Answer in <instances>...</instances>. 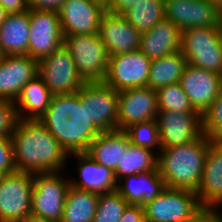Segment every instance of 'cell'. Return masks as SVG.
Segmentation results:
<instances>
[{"instance_id": "6da1fadb", "label": "cell", "mask_w": 222, "mask_h": 222, "mask_svg": "<svg viewBox=\"0 0 222 222\" xmlns=\"http://www.w3.org/2000/svg\"><path fill=\"white\" fill-rule=\"evenodd\" d=\"M11 140L17 171L35 174L68 169V153L39 120L19 119Z\"/></svg>"}, {"instance_id": "7a4b0ae2", "label": "cell", "mask_w": 222, "mask_h": 222, "mask_svg": "<svg viewBox=\"0 0 222 222\" xmlns=\"http://www.w3.org/2000/svg\"><path fill=\"white\" fill-rule=\"evenodd\" d=\"M39 121L70 154L85 153L101 131L90 121L80 95H53L46 112Z\"/></svg>"}, {"instance_id": "3957f363", "label": "cell", "mask_w": 222, "mask_h": 222, "mask_svg": "<svg viewBox=\"0 0 222 222\" xmlns=\"http://www.w3.org/2000/svg\"><path fill=\"white\" fill-rule=\"evenodd\" d=\"M213 141L203 133L189 143L161 149L157 168L166 187L197 192L205 159Z\"/></svg>"}, {"instance_id": "277c9868", "label": "cell", "mask_w": 222, "mask_h": 222, "mask_svg": "<svg viewBox=\"0 0 222 222\" xmlns=\"http://www.w3.org/2000/svg\"><path fill=\"white\" fill-rule=\"evenodd\" d=\"M63 45L73 58L75 67L85 82L105 81L109 55L98 33L64 35Z\"/></svg>"}, {"instance_id": "5b68a950", "label": "cell", "mask_w": 222, "mask_h": 222, "mask_svg": "<svg viewBox=\"0 0 222 222\" xmlns=\"http://www.w3.org/2000/svg\"><path fill=\"white\" fill-rule=\"evenodd\" d=\"M67 171L34 174L31 199L32 215L51 222H61L65 197L70 187L69 175L71 173L68 174Z\"/></svg>"}, {"instance_id": "8992f818", "label": "cell", "mask_w": 222, "mask_h": 222, "mask_svg": "<svg viewBox=\"0 0 222 222\" xmlns=\"http://www.w3.org/2000/svg\"><path fill=\"white\" fill-rule=\"evenodd\" d=\"M181 52L187 63L222 75V41L218 27L184 29Z\"/></svg>"}, {"instance_id": "52a82bcc", "label": "cell", "mask_w": 222, "mask_h": 222, "mask_svg": "<svg viewBox=\"0 0 222 222\" xmlns=\"http://www.w3.org/2000/svg\"><path fill=\"white\" fill-rule=\"evenodd\" d=\"M143 208L145 222H186L202 207L196 192L166 187Z\"/></svg>"}, {"instance_id": "ba28073f", "label": "cell", "mask_w": 222, "mask_h": 222, "mask_svg": "<svg viewBox=\"0 0 222 222\" xmlns=\"http://www.w3.org/2000/svg\"><path fill=\"white\" fill-rule=\"evenodd\" d=\"M90 121L101 131L117 130L118 92L105 82H85L77 92Z\"/></svg>"}, {"instance_id": "9c48e42d", "label": "cell", "mask_w": 222, "mask_h": 222, "mask_svg": "<svg viewBox=\"0 0 222 222\" xmlns=\"http://www.w3.org/2000/svg\"><path fill=\"white\" fill-rule=\"evenodd\" d=\"M33 173L15 171L0 182V222H20L31 214Z\"/></svg>"}, {"instance_id": "30bf717a", "label": "cell", "mask_w": 222, "mask_h": 222, "mask_svg": "<svg viewBox=\"0 0 222 222\" xmlns=\"http://www.w3.org/2000/svg\"><path fill=\"white\" fill-rule=\"evenodd\" d=\"M38 73L52 95L76 93L85 83L64 45L39 61Z\"/></svg>"}, {"instance_id": "8fae6325", "label": "cell", "mask_w": 222, "mask_h": 222, "mask_svg": "<svg viewBox=\"0 0 222 222\" xmlns=\"http://www.w3.org/2000/svg\"><path fill=\"white\" fill-rule=\"evenodd\" d=\"M29 24L30 57L40 61L63 45L64 35L58 12L30 8Z\"/></svg>"}, {"instance_id": "7c38bea8", "label": "cell", "mask_w": 222, "mask_h": 222, "mask_svg": "<svg viewBox=\"0 0 222 222\" xmlns=\"http://www.w3.org/2000/svg\"><path fill=\"white\" fill-rule=\"evenodd\" d=\"M151 60L139 49L109 56L105 83L117 92L145 87L148 84Z\"/></svg>"}, {"instance_id": "4fadbf2b", "label": "cell", "mask_w": 222, "mask_h": 222, "mask_svg": "<svg viewBox=\"0 0 222 222\" xmlns=\"http://www.w3.org/2000/svg\"><path fill=\"white\" fill-rule=\"evenodd\" d=\"M156 121L161 149L189 143L203 134L200 113L158 110Z\"/></svg>"}, {"instance_id": "5bb4252c", "label": "cell", "mask_w": 222, "mask_h": 222, "mask_svg": "<svg viewBox=\"0 0 222 222\" xmlns=\"http://www.w3.org/2000/svg\"><path fill=\"white\" fill-rule=\"evenodd\" d=\"M105 12L102 0H65L58 12L63 35L98 33Z\"/></svg>"}, {"instance_id": "9a60e30c", "label": "cell", "mask_w": 222, "mask_h": 222, "mask_svg": "<svg viewBox=\"0 0 222 222\" xmlns=\"http://www.w3.org/2000/svg\"><path fill=\"white\" fill-rule=\"evenodd\" d=\"M117 130L124 131L133 124L156 120L157 92L148 86L118 92Z\"/></svg>"}, {"instance_id": "2e32d148", "label": "cell", "mask_w": 222, "mask_h": 222, "mask_svg": "<svg viewBox=\"0 0 222 222\" xmlns=\"http://www.w3.org/2000/svg\"><path fill=\"white\" fill-rule=\"evenodd\" d=\"M221 13L206 0H165V18L182 31L190 27H218Z\"/></svg>"}, {"instance_id": "e0dca14e", "label": "cell", "mask_w": 222, "mask_h": 222, "mask_svg": "<svg viewBox=\"0 0 222 222\" xmlns=\"http://www.w3.org/2000/svg\"><path fill=\"white\" fill-rule=\"evenodd\" d=\"M39 61L25 55H5L0 62V100L16 101L24 85L39 75Z\"/></svg>"}, {"instance_id": "ac0fdd59", "label": "cell", "mask_w": 222, "mask_h": 222, "mask_svg": "<svg viewBox=\"0 0 222 222\" xmlns=\"http://www.w3.org/2000/svg\"><path fill=\"white\" fill-rule=\"evenodd\" d=\"M180 83L194 109L202 115L218 96L222 75L187 63Z\"/></svg>"}, {"instance_id": "d6986e66", "label": "cell", "mask_w": 222, "mask_h": 222, "mask_svg": "<svg viewBox=\"0 0 222 222\" xmlns=\"http://www.w3.org/2000/svg\"><path fill=\"white\" fill-rule=\"evenodd\" d=\"M98 35L109 56L129 53L140 47L141 33L122 15L106 11L100 19Z\"/></svg>"}, {"instance_id": "ffe728a7", "label": "cell", "mask_w": 222, "mask_h": 222, "mask_svg": "<svg viewBox=\"0 0 222 222\" xmlns=\"http://www.w3.org/2000/svg\"><path fill=\"white\" fill-rule=\"evenodd\" d=\"M71 158V159H70ZM75 165V175H71L70 185L78 189L93 191L97 193H106L116 189V181L113 172L99 165L86 153H74L68 156V163ZM77 175V176H76ZM76 176V177H74Z\"/></svg>"}, {"instance_id": "44dd1931", "label": "cell", "mask_w": 222, "mask_h": 222, "mask_svg": "<svg viewBox=\"0 0 222 222\" xmlns=\"http://www.w3.org/2000/svg\"><path fill=\"white\" fill-rule=\"evenodd\" d=\"M202 208L222 209V141H213L196 192Z\"/></svg>"}, {"instance_id": "7402d4cb", "label": "cell", "mask_w": 222, "mask_h": 222, "mask_svg": "<svg viewBox=\"0 0 222 222\" xmlns=\"http://www.w3.org/2000/svg\"><path fill=\"white\" fill-rule=\"evenodd\" d=\"M166 189L158 168L153 171L128 175L116 182V191L129 205L144 206Z\"/></svg>"}, {"instance_id": "603a6c76", "label": "cell", "mask_w": 222, "mask_h": 222, "mask_svg": "<svg viewBox=\"0 0 222 222\" xmlns=\"http://www.w3.org/2000/svg\"><path fill=\"white\" fill-rule=\"evenodd\" d=\"M182 30L164 18L141 34L139 50L151 61L181 50Z\"/></svg>"}, {"instance_id": "cb8c5ba5", "label": "cell", "mask_w": 222, "mask_h": 222, "mask_svg": "<svg viewBox=\"0 0 222 222\" xmlns=\"http://www.w3.org/2000/svg\"><path fill=\"white\" fill-rule=\"evenodd\" d=\"M129 143V138L124 131L101 132L91 142L85 153L99 165L114 172Z\"/></svg>"}, {"instance_id": "d4e9b609", "label": "cell", "mask_w": 222, "mask_h": 222, "mask_svg": "<svg viewBox=\"0 0 222 222\" xmlns=\"http://www.w3.org/2000/svg\"><path fill=\"white\" fill-rule=\"evenodd\" d=\"M30 35L29 10L10 13L0 25V46L5 55L28 54Z\"/></svg>"}, {"instance_id": "484cf974", "label": "cell", "mask_w": 222, "mask_h": 222, "mask_svg": "<svg viewBox=\"0 0 222 222\" xmlns=\"http://www.w3.org/2000/svg\"><path fill=\"white\" fill-rule=\"evenodd\" d=\"M52 94L38 75L26 85L15 101L19 119L39 120L50 105Z\"/></svg>"}, {"instance_id": "4316f807", "label": "cell", "mask_w": 222, "mask_h": 222, "mask_svg": "<svg viewBox=\"0 0 222 222\" xmlns=\"http://www.w3.org/2000/svg\"><path fill=\"white\" fill-rule=\"evenodd\" d=\"M100 194L70 185L61 222H93Z\"/></svg>"}, {"instance_id": "83f0119b", "label": "cell", "mask_w": 222, "mask_h": 222, "mask_svg": "<svg viewBox=\"0 0 222 222\" xmlns=\"http://www.w3.org/2000/svg\"><path fill=\"white\" fill-rule=\"evenodd\" d=\"M187 59L181 50L151 61L147 86L157 90L168 84L180 82Z\"/></svg>"}, {"instance_id": "f1b7e54d", "label": "cell", "mask_w": 222, "mask_h": 222, "mask_svg": "<svg viewBox=\"0 0 222 222\" xmlns=\"http://www.w3.org/2000/svg\"><path fill=\"white\" fill-rule=\"evenodd\" d=\"M157 162L158 154L155 151L129 143L113 172L115 181L128 175L156 170Z\"/></svg>"}, {"instance_id": "f546056e", "label": "cell", "mask_w": 222, "mask_h": 222, "mask_svg": "<svg viewBox=\"0 0 222 222\" xmlns=\"http://www.w3.org/2000/svg\"><path fill=\"white\" fill-rule=\"evenodd\" d=\"M141 34L165 18V0H140L122 15Z\"/></svg>"}, {"instance_id": "4dcf8cb0", "label": "cell", "mask_w": 222, "mask_h": 222, "mask_svg": "<svg viewBox=\"0 0 222 222\" xmlns=\"http://www.w3.org/2000/svg\"><path fill=\"white\" fill-rule=\"evenodd\" d=\"M156 92L159 110L199 113L184 93L180 82L160 87Z\"/></svg>"}, {"instance_id": "1f68e13d", "label": "cell", "mask_w": 222, "mask_h": 222, "mask_svg": "<svg viewBox=\"0 0 222 222\" xmlns=\"http://www.w3.org/2000/svg\"><path fill=\"white\" fill-rule=\"evenodd\" d=\"M129 142L136 146L151 149L157 154L161 150L159 129L156 120H149L131 125L124 130Z\"/></svg>"}, {"instance_id": "d6a6232c", "label": "cell", "mask_w": 222, "mask_h": 222, "mask_svg": "<svg viewBox=\"0 0 222 222\" xmlns=\"http://www.w3.org/2000/svg\"><path fill=\"white\" fill-rule=\"evenodd\" d=\"M128 202L116 191L100 193L93 222H118Z\"/></svg>"}, {"instance_id": "836d02e7", "label": "cell", "mask_w": 222, "mask_h": 222, "mask_svg": "<svg viewBox=\"0 0 222 222\" xmlns=\"http://www.w3.org/2000/svg\"><path fill=\"white\" fill-rule=\"evenodd\" d=\"M202 132L214 141H222V87L216 99L201 115Z\"/></svg>"}, {"instance_id": "e575fe53", "label": "cell", "mask_w": 222, "mask_h": 222, "mask_svg": "<svg viewBox=\"0 0 222 222\" xmlns=\"http://www.w3.org/2000/svg\"><path fill=\"white\" fill-rule=\"evenodd\" d=\"M19 121L16 104L0 100V137L11 138Z\"/></svg>"}, {"instance_id": "d590c367", "label": "cell", "mask_w": 222, "mask_h": 222, "mask_svg": "<svg viewBox=\"0 0 222 222\" xmlns=\"http://www.w3.org/2000/svg\"><path fill=\"white\" fill-rule=\"evenodd\" d=\"M17 171L11 138L0 137V172L4 175Z\"/></svg>"}, {"instance_id": "8d00e7d4", "label": "cell", "mask_w": 222, "mask_h": 222, "mask_svg": "<svg viewBox=\"0 0 222 222\" xmlns=\"http://www.w3.org/2000/svg\"><path fill=\"white\" fill-rule=\"evenodd\" d=\"M186 222H222V209L201 208L191 219Z\"/></svg>"}, {"instance_id": "74e56055", "label": "cell", "mask_w": 222, "mask_h": 222, "mask_svg": "<svg viewBox=\"0 0 222 222\" xmlns=\"http://www.w3.org/2000/svg\"><path fill=\"white\" fill-rule=\"evenodd\" d=\"M139 1L140 0H108L106 2V11L115 15H123Z\"/></svg>"}, {"instance_id": "f35d334b", "label": "cell", "mask_w": 222, "mask_h": 222, "mask_svg": "<svg viewBox=\"0 0 222 222\" xmlns=\"http://www.w3.org/2000/svg\"><path fill=\"white\" fill-rule=\"evenodd\" d=\"M118 222H145L144 208L128 204Z\"/></svg>"}, {"instance_id": "ab89813d", "label": "cell", "mask_w": 222, "mask_h": 222, "mask_svg": "<svg viewBox=\"0 0 222 222\" xmlns=\"http://www.w3.org/2000/svg\"><path fill=\"white\" fill-rule=\"evenodd\" d=\"M65 0H28V6L32 9L59 12Z\"/></svg>"}, {"instance_id": "60d3db41", "label": "cell", "mask_w": 222, "mask_h": 222, "mask_svg": "<svg viewBox=\"0 0 222 222\" xmlns=\"http://www.w3.org/2000/svg\"><path fill=\"white\" fill-rule=\"evenodd\" d=\"M0 6L10 13H22L28 11V0H0Z\"/></svg>"}, {"instance_id": "b9f144b4", "label": "cell", "mask_w": 222, "mask_h": 222, "mask_svg": "<svg viewBox=\"0 0 222 222\" xmlns=\"http://www.w3.org/2000/svg\"><path fill=\"white\" fill-rule=\"evenodd\" d=\"M20 222H51V221H48V220H45L42 217H38V216L30 214V215H27Z\"/></svg>"}, {"instance_id": "7bdbcfd3", "label": "cell", "mask_w": 222, "mask_h": 222, "mask_svg": "<svg viewBox=\"0 0 222 222\" xmlns=\"http://www.w3.org/2000/svg\"><path fill=\"white\" fill-rule=\"evenodd\" d=\"M8 14L9 13L0 6V25L4 22Z\"/></svg>"}, {"instance_id": "ee69618b", "label": "cell", "mask_w": 222, "mask_h": 222, "mask_svg": "<svg viewBox=\"0 0 222 222\" xmlns=\"http://www.w3.org/2000/svg\"><path fill=\"white\" fill-rule=\"evenodd\" d=\"M212 5H215L220 11H222V0H206Z\"/></svg>"}, {"instance_id": "f6af8a7d", "label": "cell", "mask_w": 222, "mask_h": 222, "mask_svg": "<svg viewBox=\"0 0 222 222\" xmlns=\"http://www.w3.org/2000/svg\"><path fill=\"white\" fill-rule=\"evenodd\" d=\"M218 29H219L220 37H221V41H222V13H221L220 18H219Z\"/></svg>"}, {"instance_id": "bcb514c9", "label": "cell", "mask_w": 222, "mask_h": 222, "mask_svg": "<svg viewBox=\"0 0 222 222\" xmlns=\"http://www.w3.org/2000/svg\"><path fill=\"white\" fill-rule=\"evenodd\" d=\"M5 54L3 53V50L0 46V62L4 59Z\"/></svg>"}, {"instance_id": "7dc6e473", "label": "cell", "mask_w": 222, "mask_h": 222, "mask_svg": "<svg viewBox=\"0 0 222 222\" xmlns=\"http://www.w3.org/2000/svg\"><path fill=\"white\" fill-rule=\"evenodd\" d=\"M3 176H4V174L2 172H0V182H1L2 178H3Z\"/></svg>"}]
</instances>
